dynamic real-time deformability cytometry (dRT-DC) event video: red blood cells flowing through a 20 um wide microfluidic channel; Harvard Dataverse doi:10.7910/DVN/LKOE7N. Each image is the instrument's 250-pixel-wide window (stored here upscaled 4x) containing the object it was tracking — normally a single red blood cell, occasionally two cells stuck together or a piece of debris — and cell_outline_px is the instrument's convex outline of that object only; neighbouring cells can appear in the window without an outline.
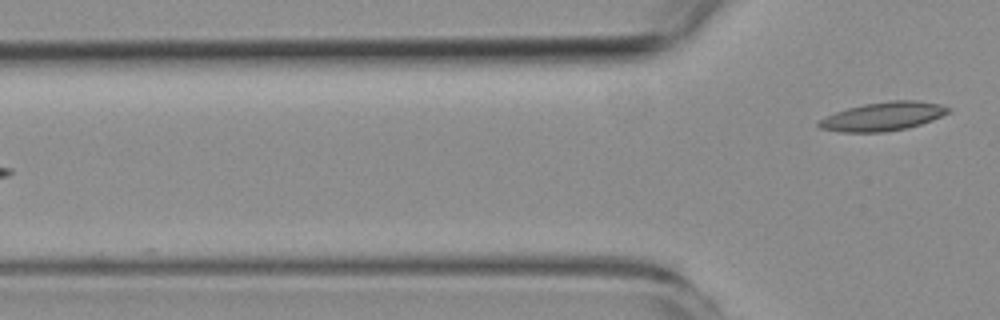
{"species": "common noctule bat (a hibernating species)", "species_latin": "Nyctalus noctula", "temperature_condition": "room temperature", "stored_images_in_passage": 4, "camera_frame_rate_fps": 3000, "um_per_image_px": 0.085, "animal": {"sex": "female", "body_mass_g": 19.3, "forearm_length_mm": 54.1}, "frame": {"image": 1, "passage_image": 4, "time_ms": 5.0, "image_size_px": [1000, 320], "cell_outline_px": [[952, 108], [948, 112], [932, 120], [908, 128], [884, 132], [840, 132], [820, 128], [816, 124], [820, 120], [836, 112], [848, 108], [864, 104], [892, 100], [916, 100], [940, 104]], "centroid_in_image_um": [75.07, 9.89], "position_along_channel_um": 50.7, "area_um2": 21.44}}